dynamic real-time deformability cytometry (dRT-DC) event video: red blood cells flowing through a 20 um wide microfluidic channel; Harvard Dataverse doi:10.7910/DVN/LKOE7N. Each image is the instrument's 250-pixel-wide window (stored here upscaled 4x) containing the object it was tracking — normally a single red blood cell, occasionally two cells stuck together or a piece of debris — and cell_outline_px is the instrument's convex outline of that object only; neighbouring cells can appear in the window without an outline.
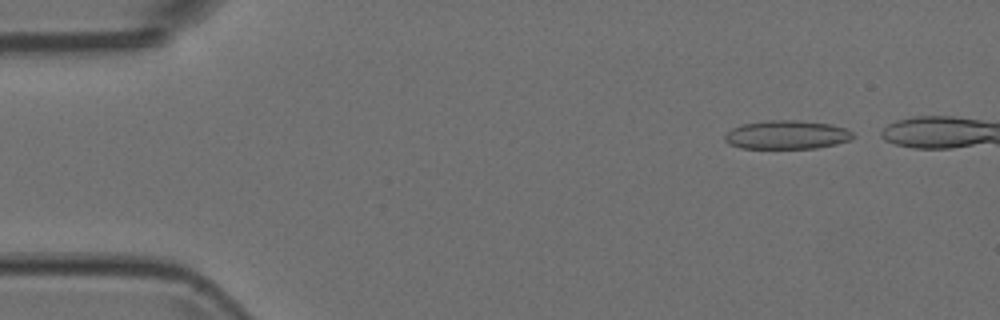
{"species": "Egyptian fruit bat (a non-hibernating species)", "species_latin": "Rousettus aegyptiacus", "temperature_condition": "room temperature", "stored_images_in_passage": 6, "camera_frame_rate_fps": 3000, "um_per_image_px": 0.085, "animal": {"sex": "female"}, "frame": {"image": 1, "passage_image": 1, "time_ms": 0.0, "image_size_px": [1000, 320], "cell_outline_px": [[856, 136], [852, 140], [836, 144], [816, 148], [740, 148], [724, 140], [724, 136], [732, 128], [740, 124], [768, 120], [796, 120], [832, 124], [844, 128], [852, 132]], "centroid_in_image_um": [66.91, 11.45], "position_along_channel_um": 18.1, "area_um2": 21.5}}